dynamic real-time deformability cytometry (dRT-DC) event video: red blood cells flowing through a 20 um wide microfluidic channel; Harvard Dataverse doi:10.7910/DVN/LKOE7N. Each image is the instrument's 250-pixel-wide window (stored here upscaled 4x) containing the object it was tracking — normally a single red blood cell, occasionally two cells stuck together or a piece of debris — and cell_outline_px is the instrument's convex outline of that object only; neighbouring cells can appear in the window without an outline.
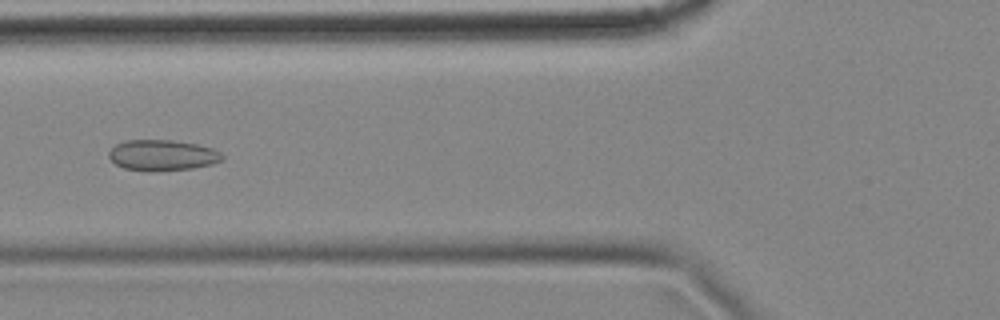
{"species": "common noctule bat (a hibernating species)", "species_latin": "Nyctalus noctula", "temperature_condition": "cold", "stored_images_in_passage": 9, "camera_frame_rate_fps": 3000, "um_per_image_px": 0.085, "animal": {"sex": "female", "body_mass_g": 18.4}, "frame": {"image": 1, "passage_image": 6, "time_ms": 1.667, "image_size_px": [1000, 320], "cell_outline_px": [[224, 156], [220, 160], [212, 164], [192, 168], [148, 172], [124, 168], [116, 164], [108, 156], [108, 152], [116, 144], [124, 140], [172, 140], [196, 144], [212, 148], [220, 152]], "centroid_in_image_um": [13.77, 13.19], "position_along_channel_um": 112.0, "area_um2": 20.35}}
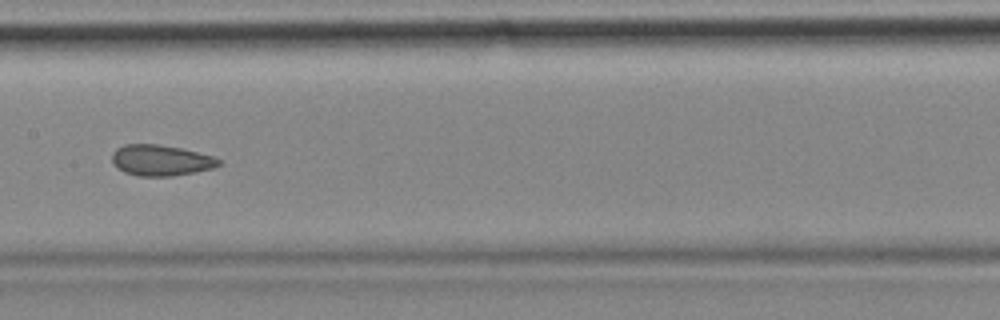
{"frame": {"image": 2, "passage_image": 8, "time_ms": 2.333, "image_size_px": [1000, 320], "cell_outline_px": [[220, 164], [212, 168], [172, 176], [136, 176], [124, 172], [112, 160], [112, 152], [116, 148], [124, 144], [156, 144], [180, 148], [212, 156], [220, 160]], "centroid_in_image_um": [13.63, 13.62], "position_along_channel_um": 193.8, "area_um2": 18.9}}
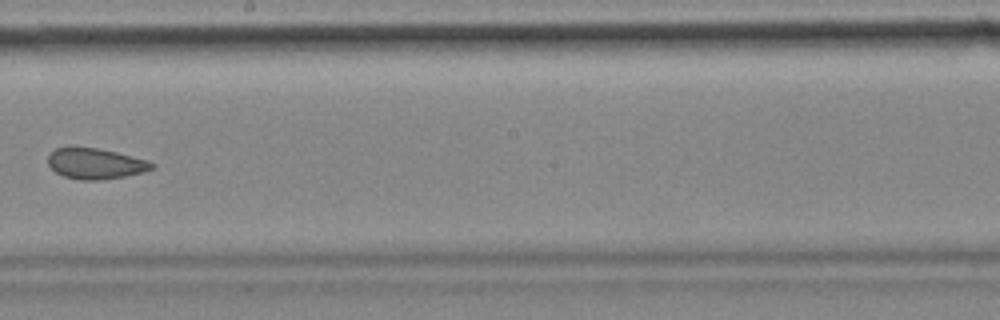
{"frame": {"image": 3, "passage_image": 9, "time_ms": 2.667, "image_size_px": [1000, 320], "cell_outline_px": [[156, 164], [152, 168], [144, 172], [124, 176], [100, 180], [80, 180], [64, 176], [56, 172], [48, 164], [48, 156], [56, 148], [96, 148], [116, 152], [148, 160]], "centroid_in_image_um": [8.13, 13.92], "position_along_channel_um": 240.1, "area_um2": 18.32}}